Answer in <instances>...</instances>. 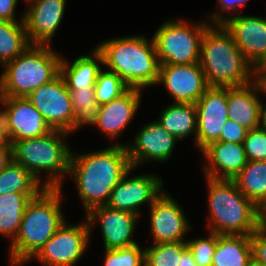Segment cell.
I'll use <instances>...</instances> for the list:
<instances>
[{
	"instance_id": "1",
	"label": "cell",
	"mask_w": 266,
	"mask_h": 266,
	"mask_svg": "<svg viewBox=\"0 0 266 266\" xmlns=\"http://www.w3.org/2000/svg\"><path fill=\"white\" fill-rule=\"evenodd\" d=\"M131 167L123 144L83 154L72 152L69 175L76 183L86 213L106 205L112 190Z\"/></svg>"
},
{
	"instance_id": "2",
	"label": "cell",
	"mask_w": 266,
	"mask_h": 266,
	"mask_svg": "<svg viewBox=\"0 0 266 266\" xmlns=\"http://www.w3.org/2000/svg\"><path fill=\"white\" fill-rule=\"evenodd\" d=\"M62 188H44L28 203L21 226L10 243L11 266H23L66 222L61 210Z\"/></svg>"
},
{
	"instance_id": "3",
	"label": "cell",
	"mask_w": 266,
	"mask_h": 266,
	"mask_svg": "<svg viewBox=\"0 0 266 266\" xmlns=\"http://www.w3.org/2000/svg\"><path fill=\"white\" fill-rule=\"evenodd\" d=\"M151 39V40H150ZM143 35L108 39L97 45L103 66L117 74L130 88L143 90L159 79V61L153 38Z\"/></svg>"
},
{
	"instance_id": "4",
	"label": "cell",
	"mask_w": 266,
	"mask_h": 266,
	"mask_svg": "<svg viewBox=\"0 0 266 266\" xmlns=\"http://www.w3.org/2000/svg\"><path fill=\"white\" fill-rule=\"evenodd\" d=\"M199 63L209 87H236L254 81V68L223 24H211L205 30Z\"/></svg>"
},
{
	"instance_id": "5",
	"label": "cell",
	"mask_w": 266,
	"mask_h": 266,
	"mask_svg": "<svg viewBox=\"0 0 266 266\" xmlns=\"http://www.w3.org/2000/svg\"><path fill=\"white\" fill-rule=\"evenodd\" d=\"M205 178L210 232L250 236L263 225V211L241 193L233 180Z\"/></svg>"
},
{
	"instance_id": "6",
	"label": "cell",
	"mask_w": 266,
	"mask_h": 266,
	"mask_svg": "<svg viewBox=\"0 0 266 266\" xmlns=\"http://www.w3.org/2000/svg\"><path fill=\"white\" fill-rule=\"evenodd\" d=\"M70 133L53 130L45 136L15 141L13 160L27 169L40 183L43 172L45 188H62L64 174H69L72 151L64 140Z\"/></svg>"
},
{
	"instance_id": "7",
	"label": "cell",
	"mask_w": 266,
	"mask_h": 266,
	"mask_svg": "<svg viewBox=\"0 0 266 266\" xmlns=\"http://www.w3.org/2000/svg\"><path fill=\"white\" fill-rule=\"evenodd\" d=\"M51 45L31 44L3 67L0 97H23L51 82L60 74L62 56Z\"/></svg>"
},
{
	"instance_id": "8",
	"label": "cell",
	"mask_w": 266,
	"mask_h": 266,
	"mask_svg": "<svg viewBox=\"0 0 266 266\" xmlns=\"http://www.w3.org/2000/svg\"><path fill=\"white\" fill-rule=\"evenodd\" d=\"M209 26V20L196 24L183 19L162 23L152 36L159 64L199 63L202 36Z\"/></svg>"
},
{
	"instance_id": "9",
	"label": "cell",
	"mask_w": 266,
	"mask_h": 266,
	"mask_svg": "<svg viewBox=\"0 0 266 266\" xmlns=\"http://www.w3.org/2000/svg\"><path fill=\"white\" fill-rule=\"evenodd\" d=\"M87 220L77 225L65 222L32 257L44 266H75L89 245Z\"/></svg>"
},
{
	"instance_id": "10",
	"label": "cell",
	"mask_w": 266,
	"mask_h": 266,
	"mask_svg": "<svg viewBox=\"0 0 266 266\" xmlns=\"http://www.w3.org/2000/svg\"><path fill=\"white\" fill-rule=\"evenodd\" d=\"M27 99L53 130L75 132V113L70 93L60 74L51 82L32 91Z\"/></svg>"
},
{
	"instance_id": "11",
	"label": "cell",
	"mask_w": 266,
	"mask_h": 266,
	"mask_svg": "<svg viewBox=\"0 0 266 266\" xmlns=\"http://www.w3.org/2000/svg\"><path fill=\"white\" fill-rule=\"evenodd\" d=\"M0 110L11 144L18 140L45 136L53 129L42 114L23 97H0Z\"/></svg>"
},
{
	"instance_id": "12",
	"label": "cell",
	"mask_w": 266,
	"mask_h": 266,
	"mask_svg": "<svg viewBox=\"0 0 266 266\" xmlns=\"http://www.w3.org/2000/svg\"><path fill=\"white\" fill-rule=\"evenodd\" d=\"M135 170L132 166L122 180L112 190L106 206L115 210L132 212L139 215L141 205L148 203L149 207L164 191L162 179L157 175L141 174L128 177Z\"/></svg>"
},
{
	"instance_id": "13",
	"label": "cell",
	"mask_w": 266,
	"mask_h": 266,
	"mask_svg": "<svg viewBox=\"0 0 266 266\" xmlns=\"http://www.w3.org/2000/svg\"><path fill=\"white\" fill-rule=\"evenodd\" d=\"M227 100L228 87H209L195 103L197 113L196 145L199 151L219 139L222 128L229 119Z\"/></svg>"
},
{
	"instance_id": "14",
	"label": "cell",
	"mask_w": 266,
	"mask_h": 266,
	"mask_svg": "<svg viewBox=\"0 0 266 266\" xmlns=\"http://www.w3.org/2000/svg\"><path fill=\"white\" fill-rule=\"evenodd\" d=\"M232 13L223 23L236 46L255 69L266 64V18Z\"/></svg>"
},
{
	"instance_id": "15",
	"label": "cell",
	"mask_w": 266,
	"mask_h": 266,
	"mask_svg": "<svg viewBox=\"0 0 266 266\" xmlns=\"http://www.w3.org/2000/svg\"><path fill=\"white\" fill-rule=\"evenodd\" d=\"M161 83L178 103L195 104L209 88L200 63L160 64L157 85Z\"/></svg>"
},
{
	"instance_id": "16",
	"label": "cell",
	"mask_w": 266,
	"mask_h": 266,
	"mask_svg": "<svg viewBox=\"0 0 266 266\" xmlns=\"http://www.w3.org/2000/svg\"><path fill=\"white\" fill-rule=\"evenodd\" d=\"M150 229L154 244L185 241L191 228L181 206L163 191L149 207Z\"/></svg>"
},
{
	"instance_id": "17",
	"label": "cell",
	"mask_w": 266,
	"mask_h": 266,
	"mask_svg": "<svg viewBox=\"0 0 266 266\" xmlns=\"http://www.w3.org/2000/svg\"><path fill=\"white\" fill-rule=\"evenodd\" d=\"M85 214L90 228L95 227L93 225L99 222L105 249H117L137 244L132 236L139 221V215L115 210L106 205L95 207Z\"/></svg>"
},
{
	"instance_id": "18",
	"label": "cell",
	"mask_w": 266,
	"mask_h": 266,
	"mask_svg": "<svg viewBox=\"0 0 266 266\" xmlns=\"http://www.w3.org/2000/svg\"><path fill=\"white\" fill-rule=\"evenodd\" d=\"M177 141L179 140L174 135L168 133L157 121H153L139 129L132 144L124 146L131 165L136 169L150 160L167 162Z\"/></svg>"
},
{
	"instance_id": "19",
	"label": "cell",
	"mask_w": 266,
	"mask_h": 266,
	"mask_svg": "<svg viewBox=\"0 0 266 266\" xmlns=\"http://www.w3.org/2000/svg\"><path fill=\"white\" fill-rule=\"evenodd\" d=\"M27 3L30 6L23 16L30 43L51 45L64 17L66 0H31Z\"/></svg>"
},
{
	"instance_id": "20",
	"label": "cell",
	"mask_w": 266,
	"mask_h": 266,
	"mask_svg": "<svg viewBox=\"0 0 266 266\" xmlns=\"http://www.w3.org/2000/svg\"><path fill=\"white\" fill-rule=\"evenodd\" d=\"M201 152L208 161L203 173L211 179L233 180L248 162L239 143L212 142Z\"/></svg>"
},
{
	"instance_id": "21",
	"label": "cell",
	"mask_w": 266,
	"mask_h": 266,
	"mask_svg": "<svg viewBox=\"0 0 266 266\" xmlns=\"http://www.w3.org/2000/svg\"><path fill=\"white\" fill-rule=\"evenodd\" d=\"M141 91L130 88L119 98L100 105L97 122L94 125L103 130L108 138L118 137L136 115L140 106Z\"/></svg>"
},
{
	"instance_id": "22",
	"label": "cell",
	"mask_w": 266,
	"mask_h": 266,
	"mask_svg": "<svg viewBox=\"0 0 266 266\" xmlns=\"http://www.w3.org/2000/svg\"><path fill=\"white\" fill-rule=\"evenodd\" d=\"M257 93L261 92L255 81L243 86L228 87L229 119L237 122L248 131L259 127L261 100Z\"/></svg>"
},
{
	"instance_id": "23",
	"label": "cell",
	"mask_w": 266,
	"mask_h": 266,
	"mask_svg": "<svg viewBox=\"0 0 266 266\" xmlns=\"http://www.w3.org/2000/svg\"><path fill=\"white\" fill-rule=\"evenodd\" d=\"M103 65L102 54L95 48L92 55H81L73 63H68L63 57L60 62V75L67 89L94 88Z\"/></svg>"
},
{
	"instance_id": "24",
	"label": "cell",
	"mask_w": 266,
	"mask_h": 266,
	"mask_svg": "<svg viewBox=\"0 0 266 266\" xmlns=\"http://www.w3.org/2000/svg\"><path fill=\"white\" fill-rule=\"evenodd\" d=\"M252 246L247 235H218L212 266H251Z\"/></svg>"
},
{
	"instance_id": "25",
	"label": "cell",
	"mask_w": 266,
	"mask_h": 266,
	"mask_svg": "<svg viewBox=\"0 0 266 266\" xmlns=\"http://www.w3.org/2000/svg\"><path fill=\"white\" fill-rule=\"evenodd\" d=\"M160 117L156 121L179 141L185 139L189 134L197 132V113L194 103L174 102L162 109Z\"/></svg>"
},
{
	"instance_id": "26",
	"label": "cell",
	"mask_w": 266,
	"mask_h": 266,
	"mask_svg": "<svg viewBox=\"0 0 266 266\" xmlns=\"http://www.w3.org/2000/svg\"><path fill=\"white\" fill-rule=\"evenodd\" d=\"M233 181L248 200L266 210V161H248Z\"/></svg>"
},
{
	"instance_id": "27",
	"label": "cell",
	"mask_w": 266,
	"mask_h": 266,
	"mask_svg": "<svg viewBox=\"0 0 266 266\" xmlns=\"http://www.w3.org/2000/svg\"><path fill=\"white\" fill-rule=\"evenodd\" d=\"M39 193H10L0 195V234L11 238L17 236L28 203Z\"/></svg>"
},
{
	"instance_id": "28",
	"label": "cell",
	"mask_w": 266,
	"mask_h": 266,
	"mask_svg": "<svg viewBox=\"0 0 266 266\" xmlns=\"http://www.w3.org/2000/svg\"><path fill=\"white\" fill-rule=\"evenodd\" d=\"M19 22L0 20V64L11 62L30 45L24 23V16Z\"/></svg>"
},
{
	"instance_id": "29",
	"label": "cell",
	"mask_w": 266,
	"mask_h": 266,
	"mask_svg": "<svg viewBox=\"0 0 266 266\" xmlns=\"http://www.w3.org/2000/svg\"><path fill=\"white\" fill-rule=\"evenodd\" d=\"M45 187L27 169L14 160L0 172V195L40 193Z\"/></svg>"
},
{
	"instance_id": "30",
	"label": "cell",
	"mask_w": 266,
	"mask_h": 266,
	"mask_svg": "<svg viewBox=\"0 0 266 266\" xmlns=\"http://www.w3.org/2000/svg\"><path fill=\"white\" fill-rule=\"evenodd\" d=\"M75 113V130L97 122L100 104L96 101L94 88L68 89Z\"/></svg>"
},
{
	"instance_id": "31",
	"label": "cell",
	"mask_w": 266,
	"mask_h": 266,
	"mask_svg": "<svg viewBox=\"0 0 266 266\" xmlns=\"http://www.w3.org/2000/svg\"><path fill=\"white\" fill-rule=\"evenodd\" d=\"M187 248L186 241L154 244L145 248L144 266H178Z\"/></svg>"
},
{
	"instance_id": "32",
	"label": "cell",
	"mask_w": 266,
	"mask_h": 266,
	"mask_svg": "<svg viewBox=\"0 0 266 266\" xmlns=\"http://www.w3.org/2000/svg\"><path fill=\"white\" fill-rule=\"evenodd\" d=\"M102 69L94 86L96 101L102 105L119 98L130 87L114 72Z\"/></svg>"
},
{
	"instance_id": "33",
	"label": "cell",
	"mask_w": 266,
	"mask_h": 266,
	"mask_svg": "<svg viewBox=\"0 0 266 266\" xmlns=\"http://www.w3.org/2000/svg\"><path fill=\"white\" fill-rule=\"evenodd\" d=\"M103 266H144L145 250L139 244L117 249H104Z\"/></svg>"
},
{
	"instance_id": "34",
	"label": "cell",
	"mask_w": 266,
	"mask_h": 266,
	"mask_svg": "<svg viewBox=\"0 0 266 266\" xmlns=\"http://www.w3.org/2000/svg\"><path fill=\"white\" fill-rule=\"evenodd\" d=\"M217 240L218 234L209 231L208 238L202 237L186 241L198 266H212Z\"/></svg>"
},
{
	"instance_id": "35",
	"label": "cell",
	"mask_w": 266,
	"mask_h": 266,
	"mask_svg": "<svg viewBox=\"0 0 266 266\" xmlns=\"http://www.w3.org/2000/svg\"><path fill=\"white\" fill-rule=\"evenodd\" d=\"M243 146L247 161H266V130L257 127L247 131Z\"/></svg>"
},
{
	"instance_id": "36",
	"label": "cell",
	"mask_w": 266,
	"mask_h": 266,
	"mask_svg": "<svg viewBox=\"0 0 266 266\" xmlns=\"http://www.w3.org/2000/svg\"><path fill=\"white\" fill-rule=\"evenodd\" d=\"M253 264L266 266V228L262 225L250 235Z\"/></svg>"
},
{
	"instance_id": "37",
	"label": "cell",
	"mask_w": 266,
	"mask_h": 266,
	"mask_svg": "<svg viewBox=\"0 0 266 266\" xmlns=\"http://www.w3.org/2000/svg\"><path fill=\"white\" fill-rule=\"evenodd\" d=\"M247 131L248 130L246 128H244L237 122L228 119L222 128L219 139L215 142L243 144Z\"/></svg>"
},
{
	"instance_id": "38",
	"label": "cell",
	"mask_w": 266,
	"mask_h": 266,
	"mask_svg": "<svg viewBox=\"0 0 266 266\" xmlns=\"http://www.w3.org/2000/svg\"><path fill=\"white\" fill-rule=\"evenodd\" d=\"M248 0H218L220 10L218 12L212 13L210 15L211 21L210 24H223L227 17L223 15V13L230 12L233 10L238 12L240 7H244ZM221 12V13H219Z\"/></svg>"
},
{
	"instance_id": "39",
	"label": "cell",
	"mask_w": 266,
	"mask_h": 266,
	"mask_svg": "<svg viewBox=\"0 0 266 266\" xmlns=\"http://www.w3.org/2000/svg\"><path fill=\"white\" fill-rule=\"evenodd\" d=\"M18 0H0V20L18 22L15 18V9Z\"/></svg>"
},
{
	"instance_id": "40",
	"label": "cell",
	"mask_w": 266,
	"mask_h": 266,
	"mask_svg": "<svg viewBox=\"0 0 266 266\" xmlns=\"http://www.w3.org/2000/svg\"><path fill=\"white\" fill-rule=\"evenodd\" d=\"M254 81L259 87L260 92L266 93V66H260L254 69Z\"/></svg>"
},
{
	"instance_id": "41",
	"label": "cell",
	"mask_w": 266,
	"mask_h": 266,
	"mask_svg": "<svg viewBox=\"0 0 266 266\" xmlns=\"http://www.w3.org/2000/svg\"><path fill=\"white\" fill-rule=\"evenodd\" d=\"M13 161L12 147L0 148V172Z\"/></svg>"
},
{
	"instance_id": "42",
	"label": "cell",
	"mask_w": 266,
	"mask_h": 266,
	"mask_svg": "<svg viewBox=\"0 0 266 266\" xmlns=\"http://www.w3.org/2000/svg\"><path fill=\"white\" fill-rule=\"evenodd\" d=\"M4 147H12V144L10 143L6 129H5V124L2 118V115L0 113V148Z\"/></svg>"
},
{
	"instance_id": "43",
	"label": "cell",
	"mask_w": 266,
	"mask_h": 266,
	"mask_svg": "<svg viewBox=\"0 0 266 266\" xmlns=\"http://www.w3.org/2000/svg\"><path fill=\"white\" fill-rule=\"evenodd\" d=\"M178 266H198L192 252L188 248L182 253Z\"/></svg>"
},
{
	"instance_id": "44",
	"label": "cell",
	"mask_w": 266,
	"mask_h": 266,
	"mask_svg": "<svg viewBox=\"0 0 266 266\" xmlns=\"http://www.w3.org/2000/svg\"><path fill=\"white\" fill-rule=\"evenodd\" d=\"M259 127L266 130V105L263 104L262 100L260 104Z\"/></svg>"
},
{
	"instance_id": "45",
	"label": "cell",
	"mask_w": 266,
	"mask_h": 266,
	"mask_svg": "<svg viewBox=\"0 0 266 266\" xmlns=\"http://www.w3.org/2000/svg\"><path fill=\"white\" fill-rule=\"evenodd\" d=\"M263 226L266 228V210L263 212Z\"/></svg>"
}]
</instances>
